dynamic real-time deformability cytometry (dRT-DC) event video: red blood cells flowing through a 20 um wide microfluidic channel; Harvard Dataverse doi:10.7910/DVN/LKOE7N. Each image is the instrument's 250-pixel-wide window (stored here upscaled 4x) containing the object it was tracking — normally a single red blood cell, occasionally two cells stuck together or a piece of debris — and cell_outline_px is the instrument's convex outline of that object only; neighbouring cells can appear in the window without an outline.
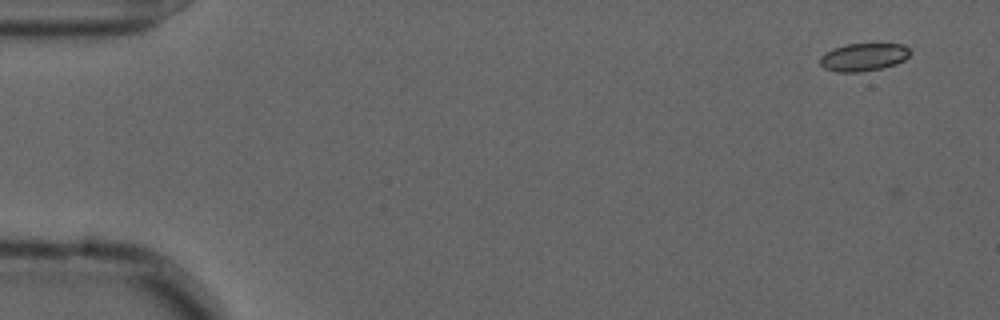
{"species": "common noctule bat (a hibernating species)", "species_latin": "Nyctalus noctula", "temperature_condition": "cold", "stored_images_in_passage": 5, "camera_frame_rate_fps": 3000, "um_per_image_px": 0.085, "animal": {"sex": "male", "forearm_length_mm": 52.5}, "frame": {"image": 1, "passage_image": 1, "time_ms": 0.0, "image_size_px": [1000, 320], "cell_outline_px": [[912, 52], [904, 60], [896, 64], [880, 68], [860, 72], [836, 72], [824, 68], [820, 64], [820, 56], [836, 48], [848, 44], [904, 44]], "centroid_in_image_um": [73.42, 4.86], "position_along_channel_um": 11.6, "area_um2": 14.45}}